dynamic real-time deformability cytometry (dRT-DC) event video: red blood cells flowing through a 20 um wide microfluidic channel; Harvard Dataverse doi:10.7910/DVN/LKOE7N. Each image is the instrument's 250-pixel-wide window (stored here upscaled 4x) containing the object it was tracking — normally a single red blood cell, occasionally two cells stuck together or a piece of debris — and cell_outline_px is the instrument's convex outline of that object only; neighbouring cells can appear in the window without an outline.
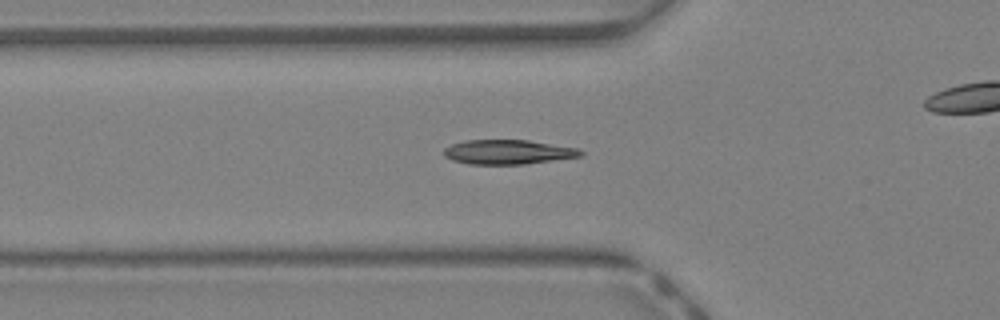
{"species": "Egyptian fruit bat (a non-hibernating species)", "species_latin": "Rousettus aegyptiacus", "temperature_condition": "warm", "stored_images_in_passage": 44, "camera_frame_rate_fps": 3000, "um_per_image_px": 0.085, "animal": {"sex": "female"}, "frame": {"image": 1, "passage_image": 15, "time_ms": 4.667, "image_size_px": [1000, 320], "cell_outline_px": [[584, 152], [580, 156], [524, 164], [468, 164], [452, 160], [444, 156], [444, 148], [452, 144], [464, 140], [528, 140], [576, 148]], "centroid_in_image_um": [43.12, 12.92], "position_along_channel_um": 82.7, "area_um2": 19.31}}
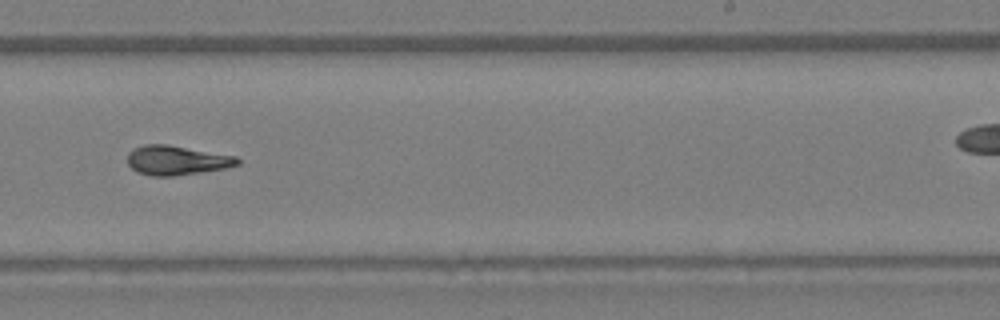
{"frame": {"image": 2, "passage_image": 27, "time_ms": 8.667, "image_size_px": [1000, 320], "cell_outline_px": [[240, 164], [228, 168], [172, 176], [152, 176], [136, 172], [128, 164], [128, 152], [132, 148], [144, 144], [168, 144], [236, 156], [240, 160]], "centroid_in_image_um": [15.01, 13.62], "position_along_channel_um": 274.0, "area_um2": 19.02}}
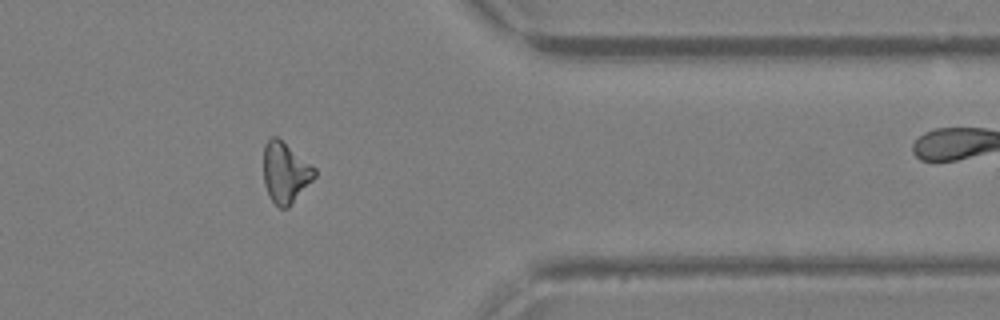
{"frame": {"image": 3, "passage_image": 35, "time_ms": 11.333, "image_size_px": [1000, 320], "cell_outline_px": [[316, 176], [288, 208], [280, 208], [268, 196], [264, 184], [264, 144], [272, 136], [276, 136], [316, 168]], "centroid_in_image_um": [24.25, 14.68], "position_along_channel_um": 387.2, "area_um2": 17.92}, "authors_computed_cell_mechanics": {"area_um2": 18.785, "velocity_mm_per_s": 4.7726, "shape_relaxation_time_tau1_ms": 8.7189, "shape_relaxation_time_tau2_ms": 2.6155, "deformation_change_tau1": 0.2466, "deformation_change_tau2": 0.0896}}